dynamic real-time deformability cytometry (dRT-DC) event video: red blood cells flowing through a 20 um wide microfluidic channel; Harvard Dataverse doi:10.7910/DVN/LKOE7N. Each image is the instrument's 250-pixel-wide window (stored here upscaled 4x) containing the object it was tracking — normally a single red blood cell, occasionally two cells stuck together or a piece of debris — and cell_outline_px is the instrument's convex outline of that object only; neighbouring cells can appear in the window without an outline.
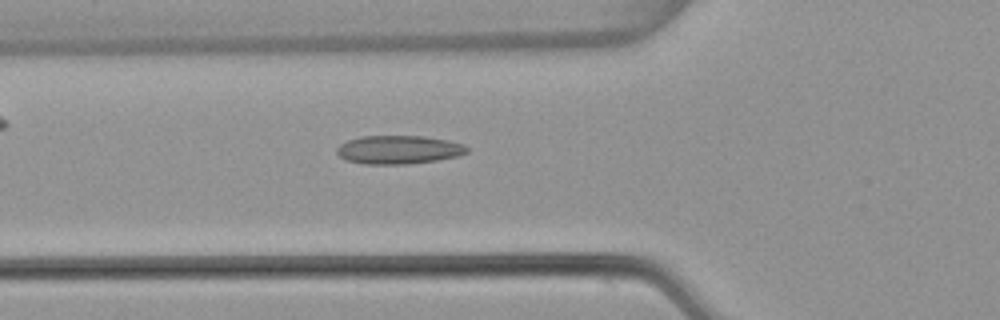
{"species": "common noctule bat (a hibernating species)", "species_latin": "Nyctalus noctula", "temperature_condition": "warm", "stored_images_in_passage": 53, "camera_frame_rate_fps": 3000, "um_per_image_px": 0.085, "animal": {"sex": "female", "body_mass_g": 22.7, "forearm_length_mm": 54.2}, "frame": {"image": 1, "passage_image": 19, "time_ms": 6.0, "image_size_px": [1000, 320], "cell_outline_px": [[468, 152], [460, 156], [436, 160], [408, 164], [364, 164], [344, 160], [336, 152], [336, 148], [340, 144], [348, 140], [360, 136], [424, 136], [448, 140], [464, 144], [468, 148]], "centroid_in_image_um": [33.88, 12.72], "position_along_channel_um": 91.9, "area_um2": 21.79}}
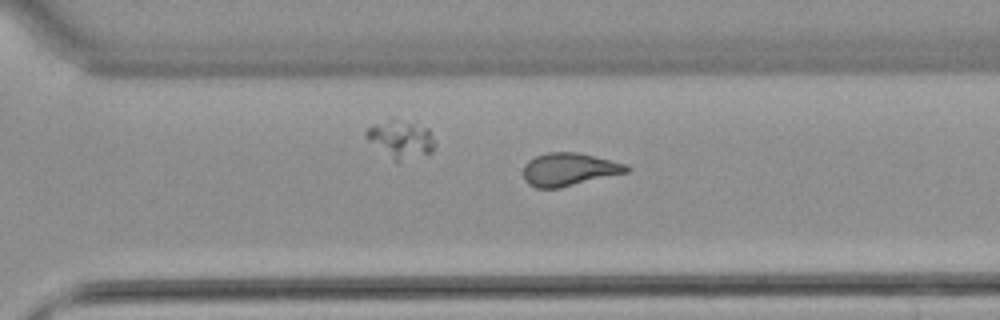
{"frame": {"image": 2, "passage_image": 37, "time_ms": 12.0, "image_size_px": [1000, 320], "cell_outline_px": [[632, 168], [628, 172], [560, 188], [536, 188], [528, 184], [524, 180], [524, 164], [528, 160], [536, 156], [548, 152], [576, 152], [628, 164]], "centroid_in_image_um": [48.37, 14.4], "position_along_channel_um": 322.2, "area_um2": 19.88}}
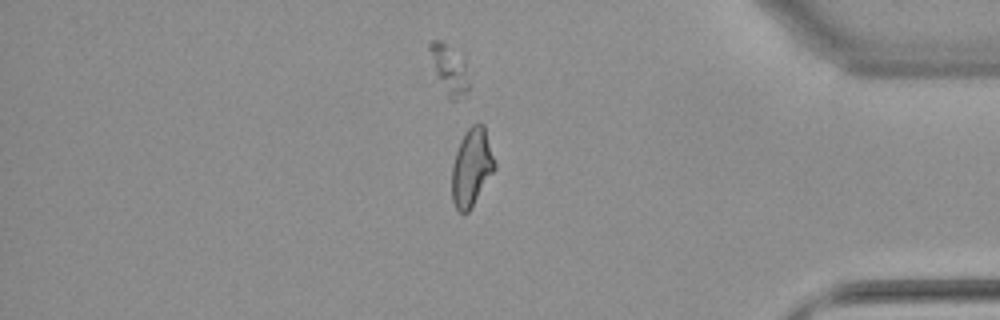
{"frame": {"image": 3, "passage_image": 45, "time_ms": 14.667, "image_size_px": [1000, 320], "cell_outline_px": [[496, 168], [468, 212], [460, 212], [456, 208], [452, 200], [452, 168], [456, 152], [460, 140], [468, 128], [472, 124], [484, 124], [496, 164]], "centroid_in_image_um": [40.09, 14.21], "position_along_channel_um": 395.1, "area_um2": 19.19}, "authors_computed_cell_mechanics": {"area_um2": 20.2878, "velocity_mm_per_s": 3.8386, "shape_relaxation_time_tau1_ms": null, "shape_relaxation_time_tau2_ms": 1.9675, "deformation_change_tau1": null, "deformation_change_tau2": 0.0948}}